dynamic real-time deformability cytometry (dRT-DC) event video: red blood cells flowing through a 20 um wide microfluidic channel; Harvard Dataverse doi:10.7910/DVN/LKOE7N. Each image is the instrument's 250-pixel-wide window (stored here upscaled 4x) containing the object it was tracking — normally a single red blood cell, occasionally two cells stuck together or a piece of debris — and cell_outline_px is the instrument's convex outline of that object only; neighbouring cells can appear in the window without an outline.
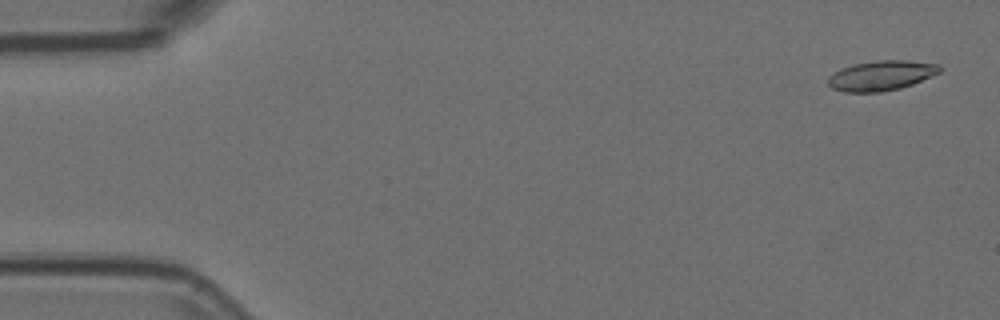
{"species": "Egyptian fruit bat (a non-hibernating species)", "species_latin": "Rousettus aegyptiacus", "temperature_condition": "room temperature", "stored_images_in_passage": 13, "camera_frame_rate_fps": 3000, "um_per_image_px": 0.085, "animal": {"sex": "female"}, "frame": {"image": 1, "passage_image": 2, "time_ms": 0.333, "image_size_px": [1000, 320], "cell_outline_px": [[940, 72], [912, 84], [900, 88], [880, 92], [844, 92], [832, 88], [828, 84], [828, 76], [832, 72], [840, 68], [856, 64], [880, 60], [904, 60], [940, 64]], "centroid_in_image_um": [74.87, 6.42], "position_along_channel_um": 10.1, "area_um2": 19.36}}